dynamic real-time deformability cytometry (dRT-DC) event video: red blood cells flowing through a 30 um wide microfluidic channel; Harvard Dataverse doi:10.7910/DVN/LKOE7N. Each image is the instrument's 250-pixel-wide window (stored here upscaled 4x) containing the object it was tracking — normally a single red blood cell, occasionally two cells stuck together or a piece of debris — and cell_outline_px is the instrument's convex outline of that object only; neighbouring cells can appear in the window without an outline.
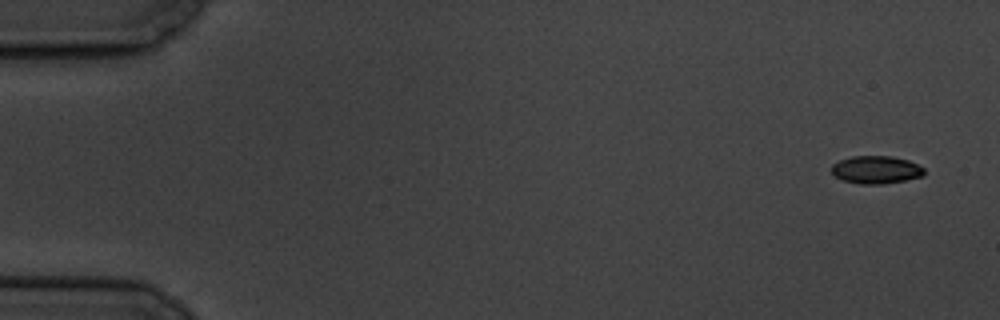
{"species": "common noctule bat (a hibernating species)", "species_latin": "Nyctalus noctula", "temperature_condition": "cold", "stored_images_in_passage": 7, "camera_frame_rate_fps": 3000, "um_per_image_px": 0.085, "animal": {"sex": "male", "body_mass_g": 19.5, "forearm_length_mm": 54.6}, "frame": {"image": 1, "passage_image": 1, "time_ms": 0.0, "image_size_px": [1000, 320], "cell_outline_px": [[924, 176], [884, 184], [860, 184], [844, 180], [836, 176], [832, 172], [832, 164], [840, 160], [852, 156], [892, 156], [908, 160], [924, 168]], "centroid_in_image_um": [74.48, 14.42], "position_along_channel_um": 10.5, "area_um2": 14.91}}
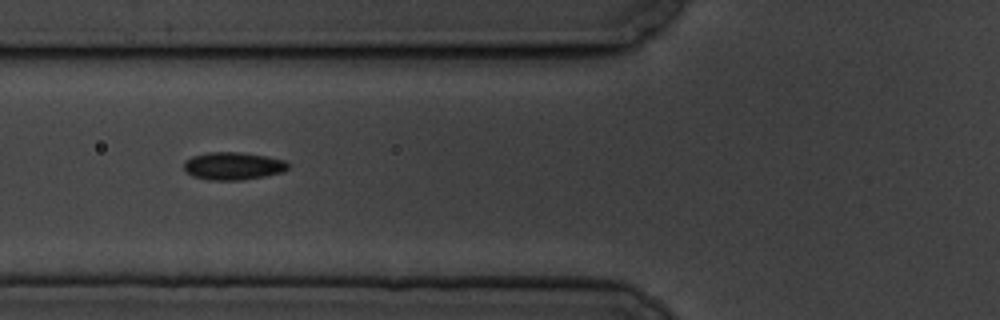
{"frame": {"image": 2, "passage_image": 6, "time_ms": 6.667, "image_size_px": [1000, 320], "cell_outline_px": [[288, 168], [284, 172], [264, 176], [240, 180], [208, 180], [192, 176], [184, 168], [184, 160], [192, 156], [208, 152], [240, 152], [264, 156], [284, 160], [288, 164]], "centroid_in_image_um": [19.79, 14.11], "position_along_channel_um": 106.0, "area_um2": 16.76}}
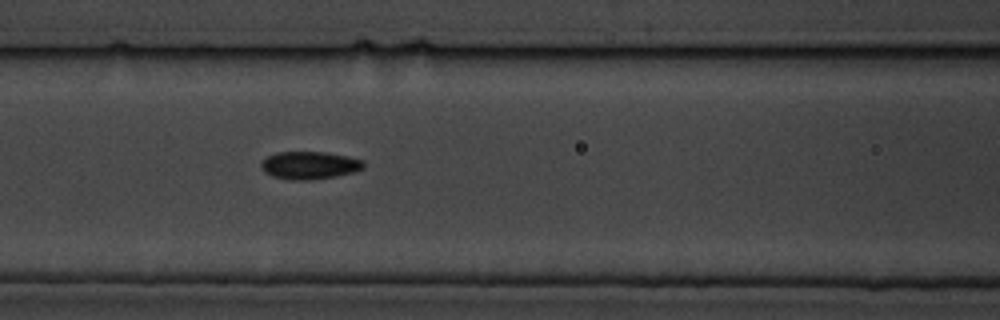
{"frame": {"image": 3, "passage_image": 7, "time_ms": 7.667, "image_size_px": [1000, 320], "cell_outline_px": [[364, 168], [356, 172], [336, 176], [308, 180], [292, 180], [272, 176], [264, 172], [260, 164], [268, 156], [276, 152], [324, 152], [348, 156], [364, 160]], "centroid_in_image_um": [26.34, 14.05], "position_along_channel_um": 140.3, "area_um2": 16.59}}